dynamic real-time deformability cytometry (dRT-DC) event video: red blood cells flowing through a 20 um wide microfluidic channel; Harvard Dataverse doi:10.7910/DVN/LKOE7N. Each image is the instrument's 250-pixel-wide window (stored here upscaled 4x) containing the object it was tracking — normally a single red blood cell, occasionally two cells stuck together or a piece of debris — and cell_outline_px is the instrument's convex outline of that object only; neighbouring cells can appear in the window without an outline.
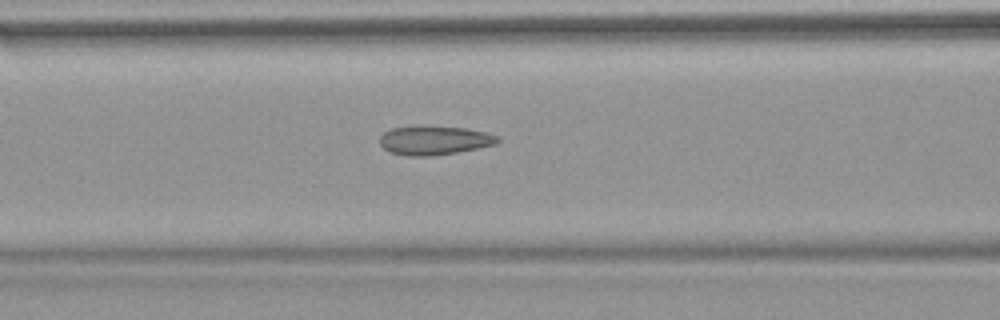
{"species": "common noctule bat (a hibernating species)", "species_latin": "Nyctalus noctula", "temperature_condition": "warm", "stored_images_in_passage": 38, "camera_frame_rate_fps": 3000, "um_per_image_px": 0.085, "animal": {"sex": "female", "body_mass_g": 18.4}, "frame": {"image": 1, "passage_image": 12, "time_ms": 3.667, "image_size_px": [1000, 320], "cell_outline_px": [[500, 140], [496, 144], [456, 152], [432, 156], [408, 156], [392, 152], [384, 148], [380, 144], [380, 136], [384, 132], [392, 128], [416, 124], [424, 124], [464, 128], [484, 132], [500, 136]], "centroid_in_image_um": [36.89, 11.89], "position_along_channel_um": 129.7, "area_um2": 20.23}, "authors_computed_cell_mechanics": {"area_um2": 19.3919, "velocity_mm_per_s": 3.8437, "shape_relaxation_time_tau1_ms": null, "shape_relaxation_time_tau2_ms": 1.998, "deformation_change_tau1": null, "deformation_change_tau2": 0.1033}}